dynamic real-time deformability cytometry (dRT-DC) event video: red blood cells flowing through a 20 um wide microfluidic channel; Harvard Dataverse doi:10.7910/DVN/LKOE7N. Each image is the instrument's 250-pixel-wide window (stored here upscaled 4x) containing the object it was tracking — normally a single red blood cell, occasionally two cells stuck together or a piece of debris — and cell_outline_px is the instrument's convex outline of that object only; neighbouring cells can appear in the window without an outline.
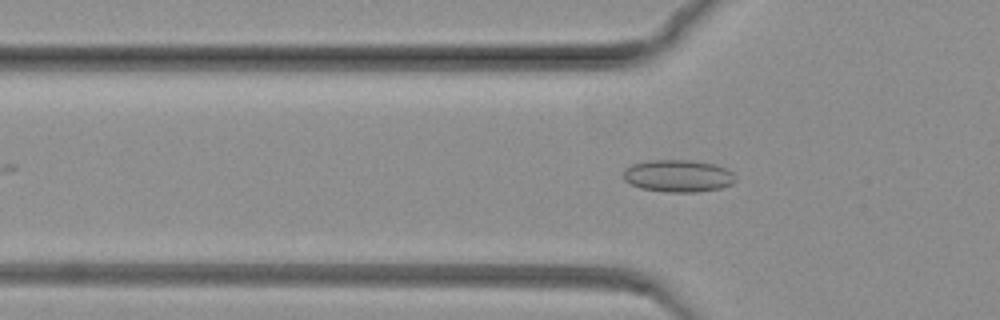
{"species": "common noctule bat (a hibernating species)", "species_latin": "Nyctalus noctula", "temperature_condition": "warm", "stored_images_in_passage": 76, "camera_frame_rate_fps": 3000, "um_per_image_px": 0.085, "animal": {"sex": "female", "body_mass_g": 19.3, "forearm_length_mm": 54.1}, "frame": {"image": 1, "passage_image": 26, "time_ms": 8.333, "image_size_px": [1000, 320], "cell_outline_px": [[736, 180], [732, 184], [720, 188], [696, 192], [668, 192], [640, 188], [624, 180], [624, 168], [632, 164], [648, 160], [688, 160], [716, 164], [728, 168], [736, 176]], "centroid_in_image_um": [57.66, 14.94], "position_along_channel_um": 68.1, "area_um2": 21.21}}
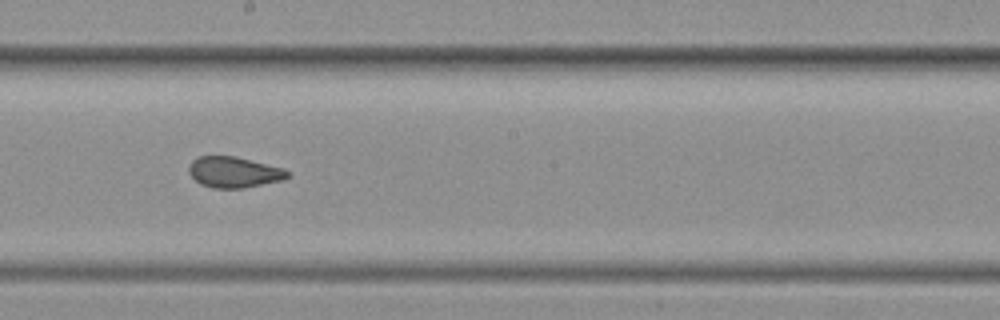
{"frame": {"image": 2, "passage_image": 45, "time_ms": 14.667, "image_size_px": [1000, 320], "cell_outline_px": [[288, 176], [284, 180], [244, 188], [212, 188], [200, 184], [188, 172], [188, 168], [192, 160], [200, 156], [232, 156], [284, 168], [288, 172]], "centroid_in_image_um": [19.87, 14.64], "position_along_channel_um": 228.3, "area_um2": 17.63}}
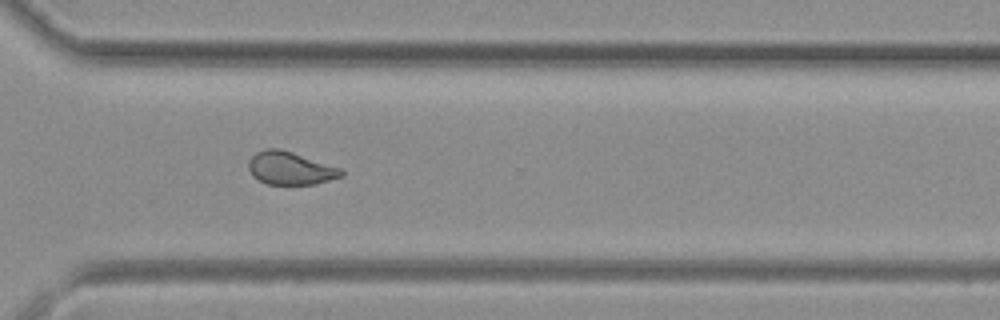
{"frame": {"image": 3, "passage_image": 59, "time_ms": 19.333, "image_size_px": [1000, 320], "cell_outline_px": [[344, 176], [316, 184], [268, 184], [252, 176], [248, 168], [248, 160], [256, 152], [264, 148], [280, 148], [340, 168], [344, 172]], "centroid_in_image_um": [24.66, 14.29], "position_along_channel_um": 345.9, "area_um2": 17.8}}